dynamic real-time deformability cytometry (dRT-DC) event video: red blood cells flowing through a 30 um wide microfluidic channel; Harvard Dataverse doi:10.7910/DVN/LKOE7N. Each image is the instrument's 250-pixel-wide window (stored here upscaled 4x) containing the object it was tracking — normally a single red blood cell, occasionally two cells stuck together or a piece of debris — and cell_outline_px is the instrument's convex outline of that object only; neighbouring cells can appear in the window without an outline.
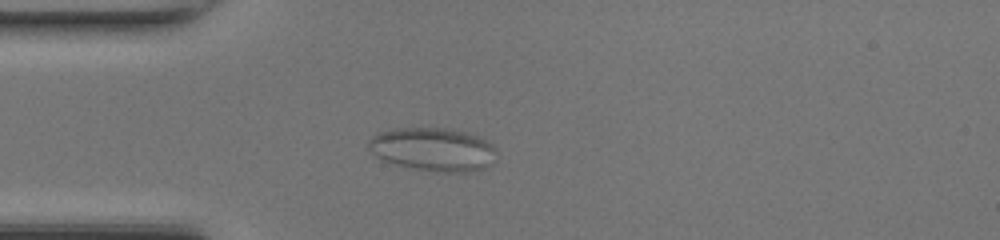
{"species": "common noctule bat (a hibernating species)", "species_latin": "Nyctalus noctula", "temperature_condition": "room temperature", "stored_images_in_passage": 38, "camera_frame_rate_fps": 3000, "um_per_image_px": 0.085, "animal": {"sex": "female", "body_mass_g": 17.0, "forearm_length_mm": 48.0}, "frame": {"image": 1, "passage_image": 11, "time_ms": 3.333, "image_size_px": [1000, 240], "cell_outline_px": [[496, 148], [492, 164], [484, 168], [468, 172], [436, 172], [412, 168], [396, 164], [384, 160], [376, 156], [368, 148], [368, 140], [376, 132], [396, 128], [452, 128], [480, 136], [492, 144]], "centroid_in_image_um": [36.81, 12.68], "position_along_channel_um": 48.2, "area_um2": 32.66}}
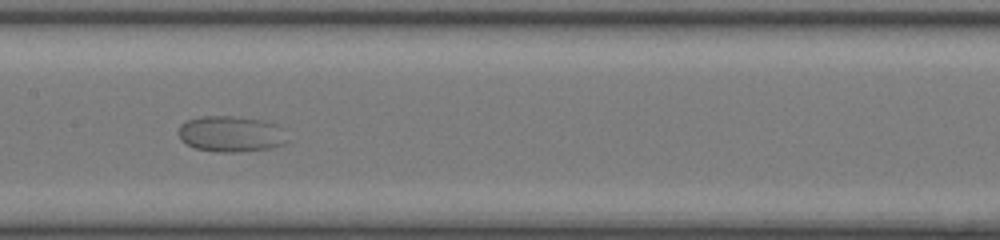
{"frame": {"image": 2, "passage_image": 22, "time_ms": 7.0, "image_size_px": [1000, 240], "cell_outline_px": [[284, 144], [268, 148], [236, 152], [216, 152], [196, 148], [180, 140], [180, 124], [188, 120], [200, 116], [240, 116], [264, 120], [276, 124]], "centroid_in_image_um": [19.54, 11.37], "position_along_channel_um": 187.9, "area_um2": 22.25}}
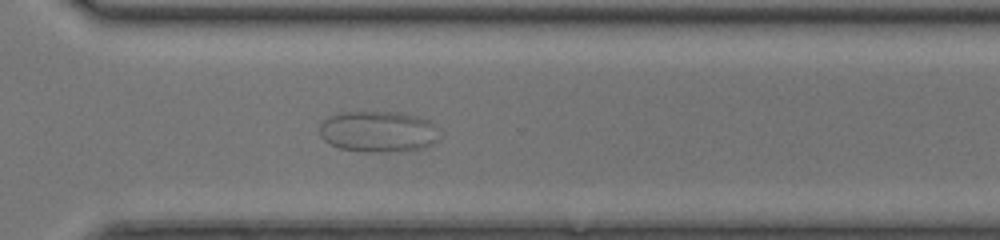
{"frame": {"image": 3, "passage_image": 33, "time_ms": 10.667, "image_size_px": [1000, 240], "cell_outline_px": [[440, 136], [432, 144], [424, 148], [388, 152], [364, 152], [340, 148], [328, 144], [320, 136], [320, 124], [328, 116], [340, 112], [396, 112], [416, 116], [428, 120], [432, 124]], "centroid_in_image_um": [32.1, 11.19], "position_along_channel_um": 338.5, "area_um2": 28.78}}